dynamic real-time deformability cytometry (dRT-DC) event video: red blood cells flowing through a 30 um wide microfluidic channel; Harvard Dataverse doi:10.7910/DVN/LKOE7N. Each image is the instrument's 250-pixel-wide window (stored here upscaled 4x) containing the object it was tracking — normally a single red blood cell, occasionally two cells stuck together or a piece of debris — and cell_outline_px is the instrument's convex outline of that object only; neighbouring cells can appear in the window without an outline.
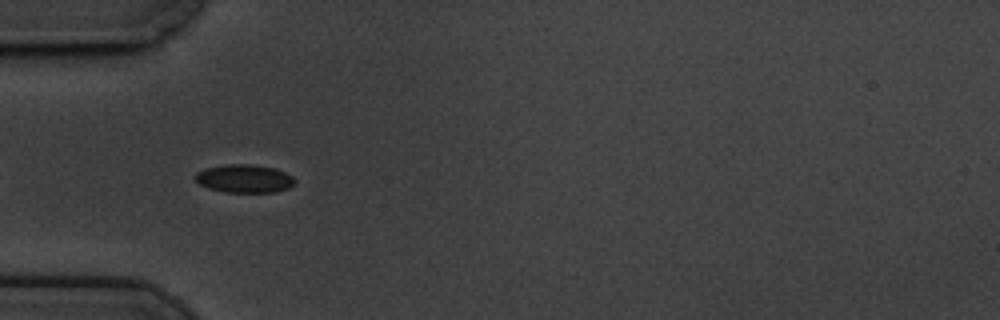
{"species": "common noctule bat (a hibernating species)", "species_latin": "Nyctalus noctula", "temperature_condition": "cold", "stored_images_in_passage": 19, "camera_frame_rate_fps": 3000, "um_per_image_px": 0.085, "animal": {"sex": "male", "body_mass_g": 19.5, "forearm_length_mm": 54.6}, "frame": {"image": 1, "passage_image": 4, "time_ms": 1.0, "image_size_px": [1000, 320], "cell_outline_px": [[296, 180], [288, 188], [276, 192], [224, 192], [208, 188], [200, 184], [192, 176], [196, 172], [204, 168], [228, 164], [252, 164], [276, 168], [292, 176]], "centroid_in_image_um": [20.74, 15.17], "position_along_channel_um": 64.3, "area_um2": 16.47}}
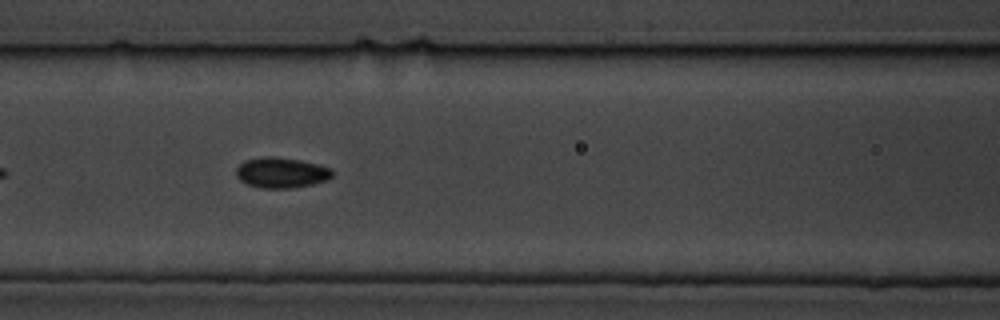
{"frame": {"image": 2, "passage_image": 11, "time_ms": 3.333, "image_size_px": [1000, 320], "cell_outline_px": [[332, 176], [328, 180], [312, 184], [292, 188], [260, 188], [248, 184], [240, 180], [236, 176], [236, 168], [244, 160], [264, 156], [268, 156], [300, 160], [332, 168]], "centroid_in_image_um": [23.9, 14.68], "position_along_channel_um": 142.7, "area_um2": 17.05}}
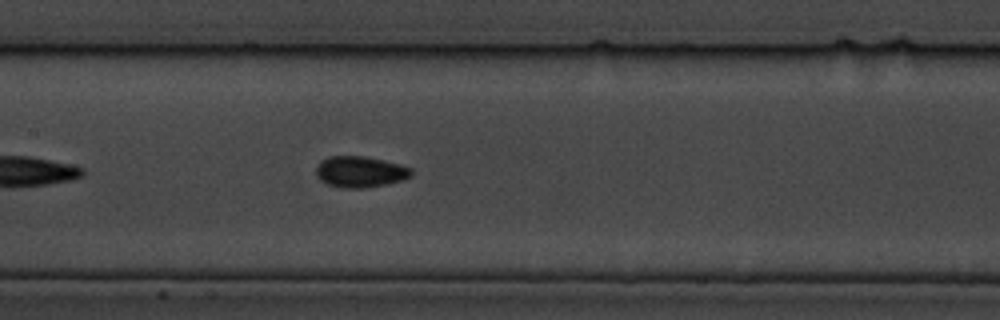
{"frame": {"image": 3, "passage_image": 14, "time_ms": 4.333, "image_size_px": [1000, 320], "cell_outline_px": [[412, 176], [400, 180], [384, 184], [364, 188], [344, 188], [328, 184], [320, 180], [316, 176], [316, 164], [320, 160], [328, 156], [364, 156], [384, 160], [400, 164], [412, 168]], "centroid_in_image_um": [30.58, 14.59], "position_along_channel_um": 176.8, "area_um2": 17.34}}